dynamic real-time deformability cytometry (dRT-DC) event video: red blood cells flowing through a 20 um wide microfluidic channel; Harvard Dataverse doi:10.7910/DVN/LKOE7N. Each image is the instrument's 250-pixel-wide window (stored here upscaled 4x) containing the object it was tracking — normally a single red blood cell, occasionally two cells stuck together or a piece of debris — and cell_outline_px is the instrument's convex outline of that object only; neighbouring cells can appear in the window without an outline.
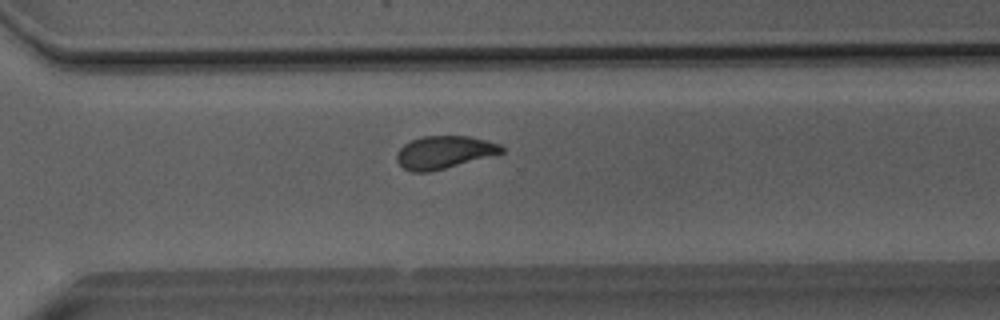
{"species": "Egyptian fruit bat (a non-hibernating species)", "species_latin": "Rousettus aegyptiacus", "temperature_condition": "room temperature", "stored_images_in_passage": 40, "camera_frame_rate_fps": 3000, "um_per_image_px": 0.085, "animal": {"sex": "male"}, "frame": {"image": 1, "passage_image": 26, "time_ms": 8.333, "image_size_px": [1000, 320], "cell_outline_px": [[504, 152], [444, 168], [428, 172], [412, 172], [404, 168], [396, 160], [396, 156], [400, 148], [404, 144], [412, 140], [424, 136], [468, 136], [500, 144], [504, 148]], "centroid_in_image_um": [37.72, 12.94], "position_along_channel_um": 332.9, "area_um2": 19.59}}
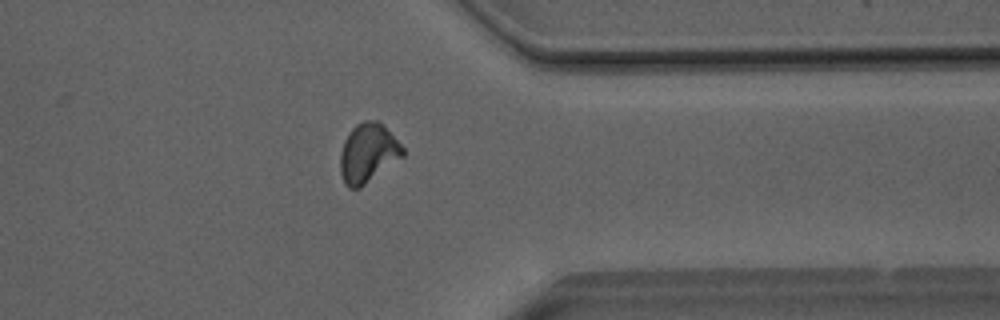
{"frame": {"image": 2, "passage_image": 30, "time_ms": 9.667, "image_size_px": [1000, 320], "cell_outline_px": [[404, 156], [360, 188], [348, 188], [344, 184], [340, 172], [340, 152], [344, 140], [352, 128], [356, 124], [364, 120], [380, 120], [404, 148]], "centroid_in_image_um": [31.27, 13.0], "position_along_channel_um": 380.1, "area_um2": 21.73}}
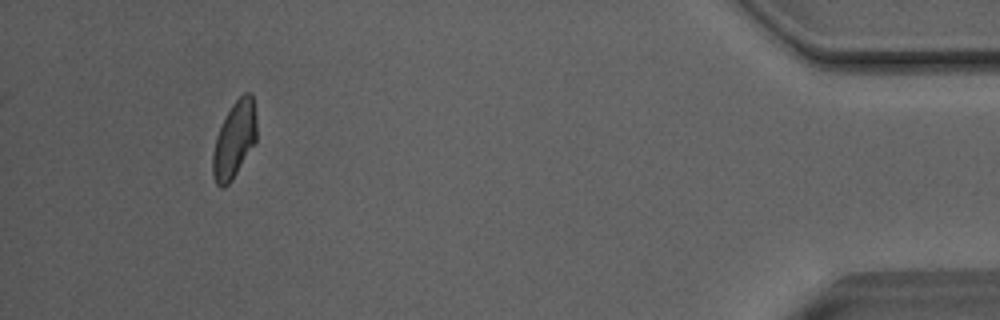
{"frame": {"image": 3, "passage_image": 37, "time_ms": 12.0, "image_size_px": [1000, 320], "cell_outline_px": [[256, 140], [232, 180], [224, 188], [220, 188], [216, 184], [212, 172], [212, 152], [216, 136], [232, 104], [244, 92], [248, 92], [252, 96], [256, 120]], "centroid_in_image_um": [19.9, 11.91], "position_along_channel_um": 415.3, "area_um2": 19.31}, "authors_computed_cell_mechanics": {"area_um2": 20.3745, "velocity_mm_per_s": 4.0546, "shape_relaxation_time_tau1_ms": 9.2701, "shape_relaxation_time_tau2_ms": 1.5182, "deformation_change_tau1": 0.1813, "deformation_change_tau2": 0.0843}}